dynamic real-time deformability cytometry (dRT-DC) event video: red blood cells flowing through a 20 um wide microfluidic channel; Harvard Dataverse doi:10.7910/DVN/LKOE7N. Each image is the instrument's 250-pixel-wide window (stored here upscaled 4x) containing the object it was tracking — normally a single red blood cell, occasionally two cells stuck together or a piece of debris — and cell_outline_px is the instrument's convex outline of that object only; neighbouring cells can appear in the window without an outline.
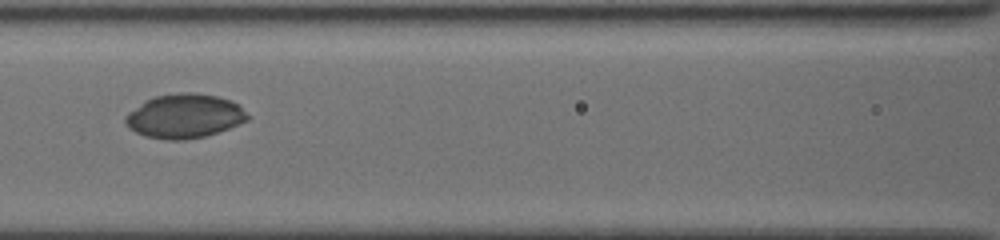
{"species": "common noctule bat (a hibernating species)", "species_latin": "Nyctalus noctula", "temperature_condition": "cold", "stored_images_in_passage": 11, "camera_frame_rate_fps": 3000, "um_per_image_px": 0.085, "animal": {"sex": "female", "body_mass_g": 19.5, "forearm_length_mm": 54.1}, "frame": {"image": 1, "passage_image": 4, "time_ms": 3.0, "image_size_px": [1000, 240], "cell_outline_px": [[252, 116], [248, 120], [228, 128], [204, 136], [184, 140], [168, 140], [144, 136], [136, 132], [124, 120], [124, 116], [128, 112], [144, 100], [152, 96], [176, 92], [196, 92], [220, 96], [232, 100], [240, 104]], "centroid_in_image_um": [15.72, 9.83], "position_along_channel_um": 150.9, "area_um2": 31.91}}
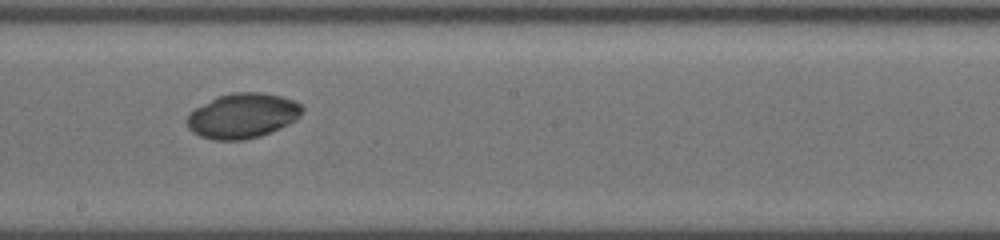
{"frame": {"image": 2, "passage_image": 7, "time_ms": 5.0, "image_size_px": [1000, 240], "cell_outline_px": [[304, 108], [300, 116], [296, 120], [280, 128], [260, 136], [244, 140], [212, 140], [200, 136], [192, 132], [188, 128], [188, 116], [196, 108], [216, 96], [232, 92], [260, 92], [284, 96], [300, 104]], "centroid_in_image_um": [20.64, 9.83], "position_along_channel_um": 227.6, "area_um2": 30.23}}
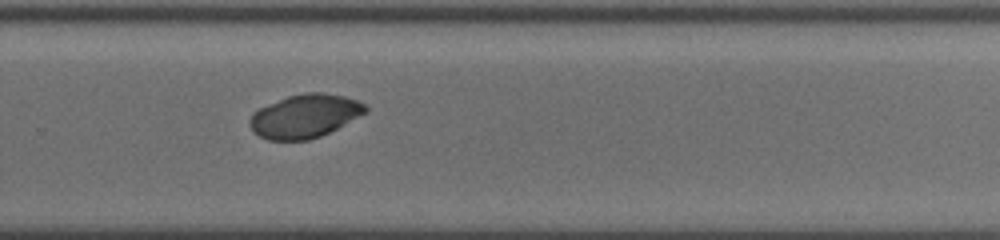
{"frame": {"image": 3, "passage_image": 11, "time_ms": 7.0, "image_size_px": [1000, 240], "cell_outline_px": [[368, 108], [364, 112], [336, 128], [320, 136], [308, 140], [268, 140], [252, 132], [248, 120], [260, 108], [268, 104], [288, 96], [304, 92], [324, 92], [344, 96], [356, 100], [364, 104]], "centroid_in_image_um": [25.87, 9.86], "position_along_channel_um": 303.9, "area_um2": 28.84}}